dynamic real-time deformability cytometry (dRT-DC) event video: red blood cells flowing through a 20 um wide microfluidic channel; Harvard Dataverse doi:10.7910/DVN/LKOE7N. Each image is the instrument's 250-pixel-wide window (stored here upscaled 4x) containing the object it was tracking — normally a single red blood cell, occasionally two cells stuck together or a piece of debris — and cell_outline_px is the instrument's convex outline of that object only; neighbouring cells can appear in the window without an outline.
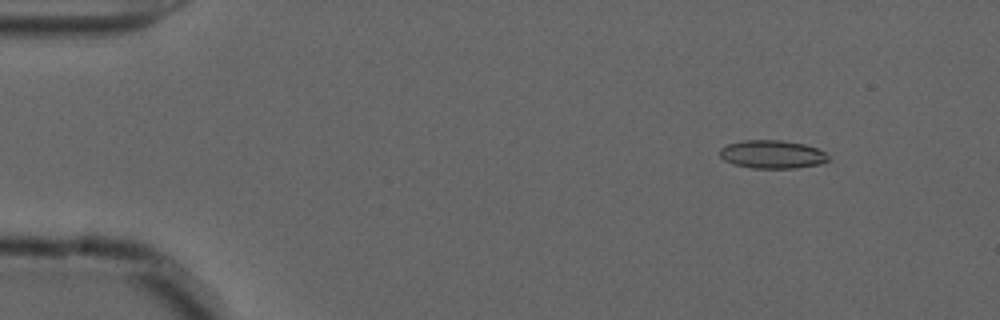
{"species": "common noctule bat (a hibernating species)", "species_latin": "Nyctalus noctula", "temperature_condition": "cold", "stored_images_in_passage": 56, "camera_frame_rate_fps": 3000, "um_per_image_px": 0.085, "animal": {"sex": "male", "forearm_length_mm": 52.5}, "frame": {"image": 1, "passage_image": 7, "time_ms": 2.0, "image_size_px": [1000, 320], "cell_outline_px": [[828, 160], [820, 164], [796, 168], [752, 168], [732, 164], [724, 160], [720, 156], [720, 148], [728, 144], [744, 140], [784, 140], [804, 144], [816, 148], [824, 152], [828, 156]], "centroid_in_image_um": [65.62, 13.12], "position_along_channel_um": 19.4, "area_um2": 17.86}}
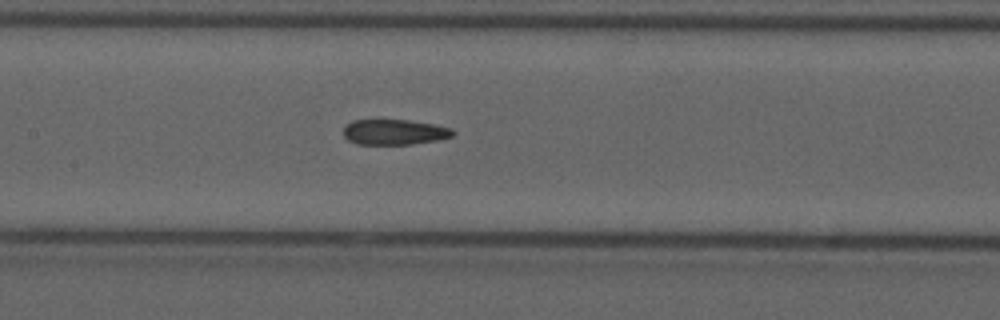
{"frame": {"image": 2, "passage_image": 27, "time_ms": 8.667, "image_size_px": [1000, 320], "cell_outline_px": [[456, 132], [452, 136], [436, 140], [412, 144], [356, 144], [348, 140], [344, 136], [344, 128], [352, 120], [376, 116], [380, 116], [408, 120], [432, 124], [452, 128]], "centroid_in_image_um": [33.46, 11.17], "position_along_channel_um": 173.9, "area_um2": 16.94}}
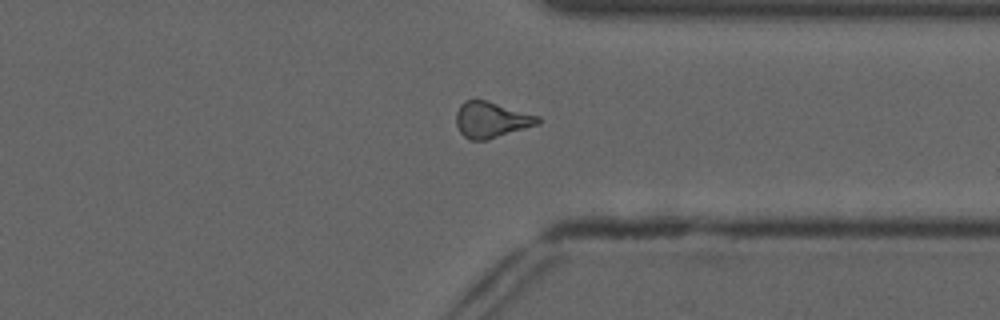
{"frame": {"image": 3, "passage_image": 43, "time_ms": 14.0, "image_size_px": [1000, 320], "cell_outline_px": [[544, 120], [540, 124], [488, 140], [468, 140], [460, 132], [456, 124], [456, 112], [460, 104], [464, 100], [488, 100], [540, 116]], "centroid_in_image_um": [41.8, 10.18], "position_along_channel_um": 369.6, "area_um2": 17.51}, "authors_computed_cell_mechanics": {"area_um2": 17.2822, "velocity_mm_per_s": 3.6993, "shape_relaxation_time_tau1_ms": null, "shape_relaxation_time_tau2_ms": 2.8931, "deformation_change_tau1": null, "deformation_change_tau2": 0.1069}}